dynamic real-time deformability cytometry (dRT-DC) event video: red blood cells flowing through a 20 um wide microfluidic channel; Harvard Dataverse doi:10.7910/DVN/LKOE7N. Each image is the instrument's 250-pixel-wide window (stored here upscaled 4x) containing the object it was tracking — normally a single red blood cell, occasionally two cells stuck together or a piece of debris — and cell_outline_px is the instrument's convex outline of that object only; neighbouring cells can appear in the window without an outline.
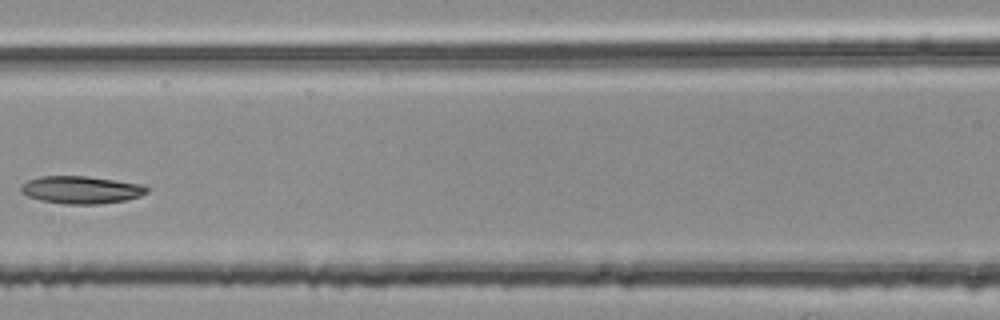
{"species": "common noctule bat (a hibernating species)", "species_latin": "Nyctalus noctula", "temperature_condition": "room temperature", "stored_images_in_passage": 5, "camera_frame_rate_fps": 3000, "um_per_image_px": 0.085, "animal": {"sex": "female", "body_mass_g": 25.1}, "frame": {"image": 1, "passage_image": 5, "time_ms": 1.333, "image_size_px": [1000, 320], "cell_outline_px": [[152, 188], [148, 192], [140, 196], [124, 200], [100, 204], [64, 204], [40, 200], [28, 196], [20, 192], [20, 184], [28, 180], [40, 176], [88, 176], [144, 184]], "centroid_in_image_um": [6.92, 16.13], "position_along_channel_um": 159.7, "area_um2": 20.52}}